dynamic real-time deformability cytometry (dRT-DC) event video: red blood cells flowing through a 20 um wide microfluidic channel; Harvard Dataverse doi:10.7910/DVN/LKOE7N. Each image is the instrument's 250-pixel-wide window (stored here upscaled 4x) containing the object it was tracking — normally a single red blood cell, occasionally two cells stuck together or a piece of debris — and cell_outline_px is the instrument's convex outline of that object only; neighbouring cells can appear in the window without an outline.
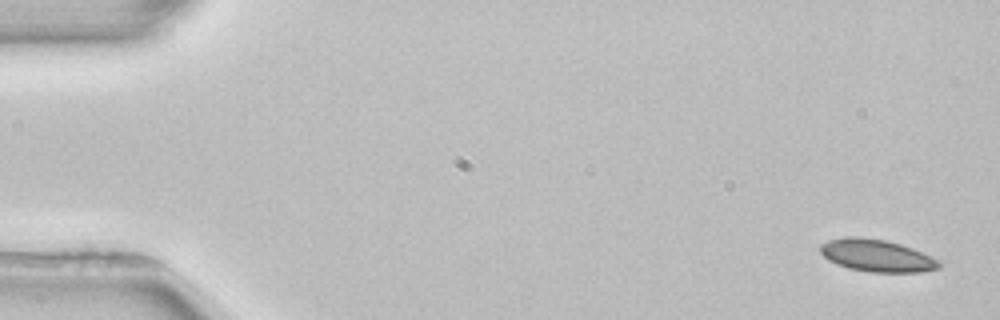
{"species": "common noctule bat (a hibernating species)", "species_latin": "Nyctalus noctula", "temperature_condition": "room temperature", "stored_images_in_passage": 5, "segment_of_instrument_passage": [1, 2], "camera_frame_rate_fps": 3000, "um_per_image_px": 0.085, "animal": {"sex": "female", "body_mass_g": 22.7, "forearm_length_mm": 54.2}, "frame": {"image": 1, "passage_image": 1, "time_ms": 0.0, "image_size_px": [1000, 320], "cell_outline_px": [[940, 268], [920, 272], [868, 272], [848, 268], [836, 264], [828, 260], [820, 252], [820, 244], [828, 240], [844, 236], [856, 236], [884, 240], [900, 244], [912, 248], [936, 260], [940, 264]], "centroid_in_image_um": [74.45, 21.72], "position_along_channel_um": 10.6, "area_um2": 22.2}}
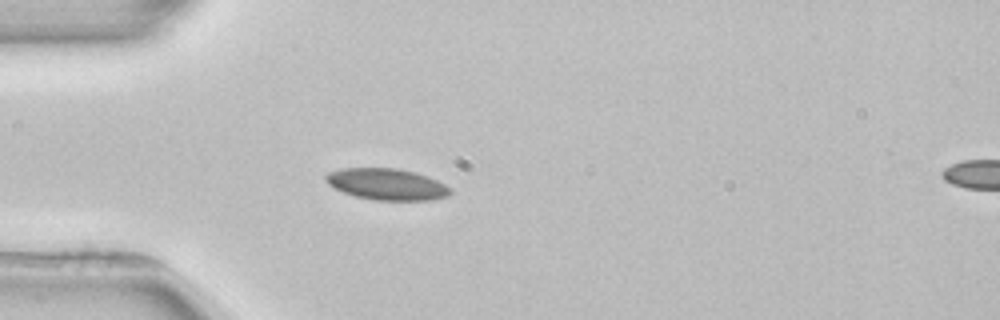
{"frame": {"image": 2, "passage_image": 4, "time_ms": 4.333, "image_size_px": [1000, 320], "cell_outline_px": [[452, 192], [448, 196], [432, 200], [372, 200], [356, 196], [344, 192], [328, 184], [324, 180], [324, 176], [328, 172], [340, 168], [396, 168], [416, 172], [428, 176], [452, 188]], "centroid_in_image_um": [32.89, 15.65], "position_along_channel_um": 52.1, "area_um2": 22.95}}